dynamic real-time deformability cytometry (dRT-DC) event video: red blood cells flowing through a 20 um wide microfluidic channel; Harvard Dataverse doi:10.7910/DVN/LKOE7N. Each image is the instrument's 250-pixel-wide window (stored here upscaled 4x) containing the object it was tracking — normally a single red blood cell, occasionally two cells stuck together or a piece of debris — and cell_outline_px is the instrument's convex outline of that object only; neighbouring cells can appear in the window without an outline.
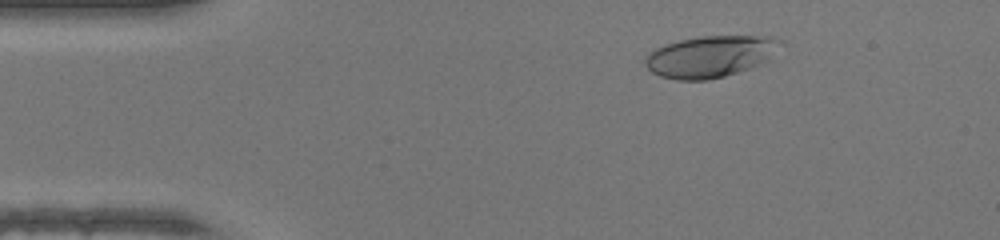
{"species": "human", "species_latin": "Homo sapiens", "temperature_condition": "warm", "stored_images_in_passage": 47, "camera_frame_rate_fps": 3000, "um_per_image_px": 0.085, "donor": {"sex": "female"}, "frame": {"image": 1, "passage_image": 7, "time_ms": 2.0, "image_size_px": [1000, 240], "cell_outline_px": [[780, 40], [768, 60], [752, 68], [724, 76], [708, 80], [676, 80], [660, 76], [652, 72], [644, 64], [644, 56], [648, 52], [664, 44], [680, 40], [700, 36], [772, 36]], "centroid_in_image_um": [60.3, 4.81], "position_along_channel_um": 24.7, "area_um2": 32.66}}
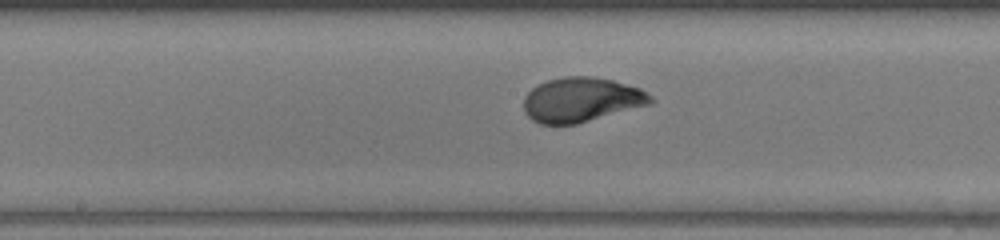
{"frame": {"image": 2, "passage_image": 24, "time_ms": 7.667, "image_size_px": [1000, 240], "cell_outline_px": [[656, 100], [652, 104], [576, 124], [540, 124], [532, 120], [524, 112], [524, 96], [532, 88], [548, 80], [564, 76], [592, 76], [612, 80], [640, 88], [652, 96]], "centroid_in_image_um": [49.43, 8.48], "position_along_channel_um": 198.8, "area_um2": 33.06}}
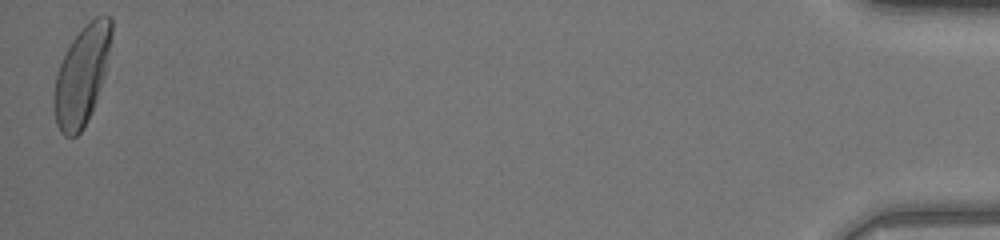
{"frame": {"image": 3, "passage_image": 47, "time_ms": 15.333, "image_size_px": [1000, 240], "cell_outline_px": [[112, 36], [104, 76], [92, 112], [84, 128], [76, 136], [64, 136], [60, 132], [56, 124], [52, 100], [56, 76], [60, 64], [72, 40], [88, 20], [96, 16], [108, 16], [112, 20]], "centroid_in_image_um": [6.94, 6.43], "position_along_channel_um": 428.3, "area_um2": 33.06}, "authors_computed_cell_mechanics": {"area_um2": 32.1946, "velocity_mm_per_s": 4.3197, "shape_relaxation_time_tau1_ms": 3.0614, "shape_relaxation_time_tau2_ms": null, "deformation_change_tau1": 0.2127, "deformation_change_tau2": null}}